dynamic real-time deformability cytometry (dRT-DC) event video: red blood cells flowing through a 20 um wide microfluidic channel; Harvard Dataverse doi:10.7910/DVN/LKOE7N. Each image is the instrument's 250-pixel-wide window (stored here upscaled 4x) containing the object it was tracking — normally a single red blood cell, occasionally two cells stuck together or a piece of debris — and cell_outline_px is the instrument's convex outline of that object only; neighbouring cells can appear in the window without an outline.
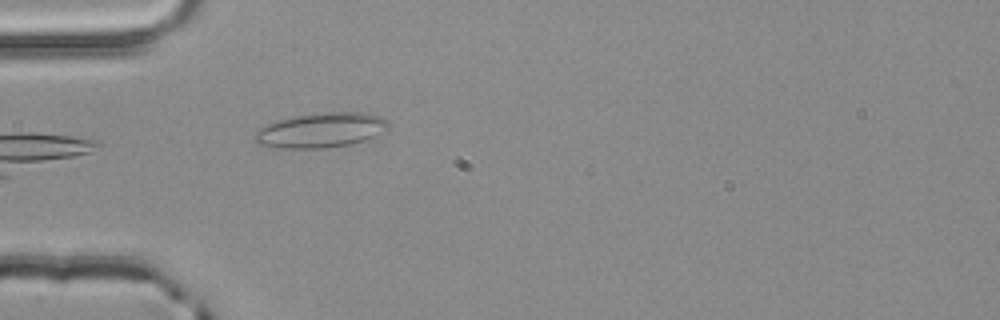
{"species": "common noctule bat (a hibernating species)", "species_latin": "Nyctalus noctula", "temperature_condition": "room temperature", "stored_images_in_passage": 4, "camera_frame_rate_fps": 3000, "um_per_image_px": 0.085, "animal": {"sex": "male", "body_mass_g": 20.4}, "frame": {"image": 1, "passage_image": 4, "time_ms": 1.0, "image_size_px": [1000, 320], "cell_outline_px": [[388, 128], [364, 140], [348, 144], [324, 148], [280, 148], [256, 144], [252, 136], [260, 128], [268, 124], [280, 120], [296, 116], [320, 112], [364, 112], [384, 116], [388, 120]], "centroid_in_image_um": [27.27, 11.06], "position_along_channel_um": 57.7, "area_um2": 26.99}}